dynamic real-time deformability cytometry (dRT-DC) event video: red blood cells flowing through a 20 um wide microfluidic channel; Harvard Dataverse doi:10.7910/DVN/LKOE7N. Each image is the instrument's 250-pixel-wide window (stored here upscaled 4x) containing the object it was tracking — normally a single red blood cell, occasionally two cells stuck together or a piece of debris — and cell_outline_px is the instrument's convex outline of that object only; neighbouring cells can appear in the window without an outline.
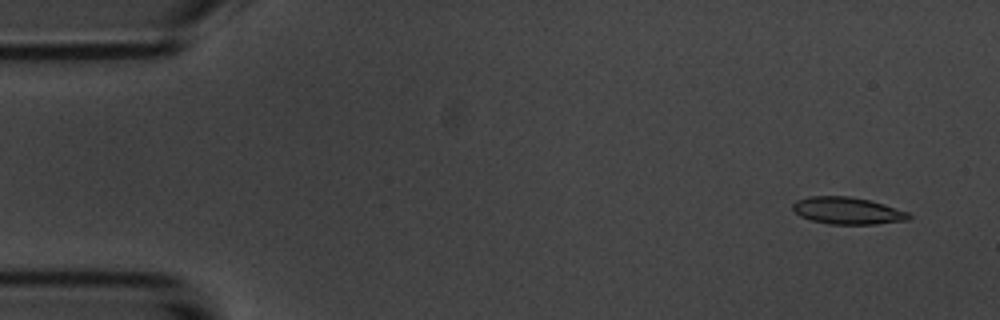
{"species": "common noctule bat (a hibernating species)", "species_latin": "Nyctalus noctula", "temperature_condition": "room temperature", "stored_images_in_passage": 8, "camera_frame_rate_fps": 3000, "um_per_image_px": 0.085, "animal": {"sex": "male", "body_mass_g": 20.1, "forearm_length_mm": 53.5}, "frame": {"image": 1, "passage_image": 1, "time_ms": 0.0, "image_size_px": [1000, 320], "cell_outline_px": [[912, 216], [908, 220], [876, 224], [828, 224], [812, 220], [800, 216], [792, 208], [792, 204], [796, 200], [808, 196], [848, 196], [872, 200], [908, 212]], "centroid_in_image_um": [72.04, 17.9], "position_along_channel_um": 13.0, "area_um2": 18.38}}
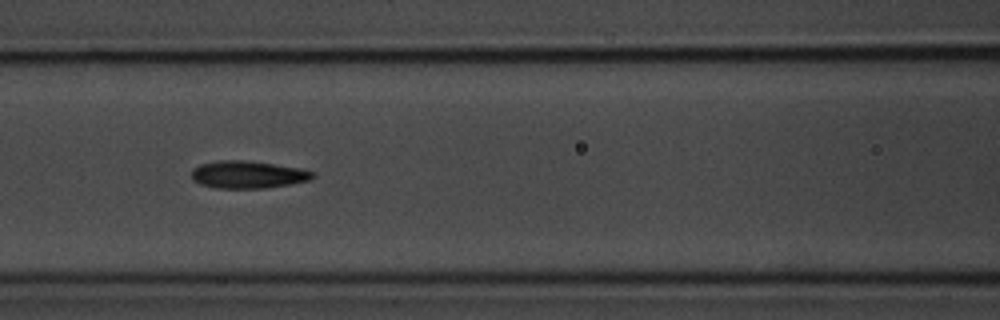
{"frame": {"image": 2, "passage_image": 7, "time_ms": 6.667, "image_size_px": [1000, 320], "cell_outline_px": [[316, 176], [312, 180], [292, 184], [264, 188], [216, 188], [200, 184], [192, 180], [192, 168], [200, 164], [220, 160], [240, 160], [272, 164], [300, 168], [316, 172]], "centroid_in_image_um": [21.1, 14.85], "position_along_channel_um": 145.5, "area_um2": 19.48}}
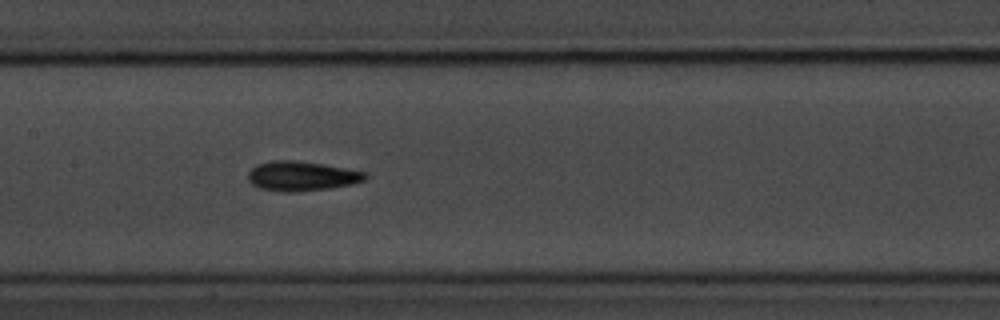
{"frame": {"image": 3, "passage_image": 8, "time_ms": 7.667, "image_size_px": [1000, 320], "cell_outline_px": [[368, 176], [364, 180], [352, 184], [328, 188], [300, 192], [284, 192], [260, 188], [252, 184], [248, 180], [248, 172], [256, 164], [272, 160], [296, 160], [324, 164], [368, 172]], "centroid_in_image_um": [25.64, 14.96], "position_along_channel_um": 181.8, "area_um2": 20.4}}